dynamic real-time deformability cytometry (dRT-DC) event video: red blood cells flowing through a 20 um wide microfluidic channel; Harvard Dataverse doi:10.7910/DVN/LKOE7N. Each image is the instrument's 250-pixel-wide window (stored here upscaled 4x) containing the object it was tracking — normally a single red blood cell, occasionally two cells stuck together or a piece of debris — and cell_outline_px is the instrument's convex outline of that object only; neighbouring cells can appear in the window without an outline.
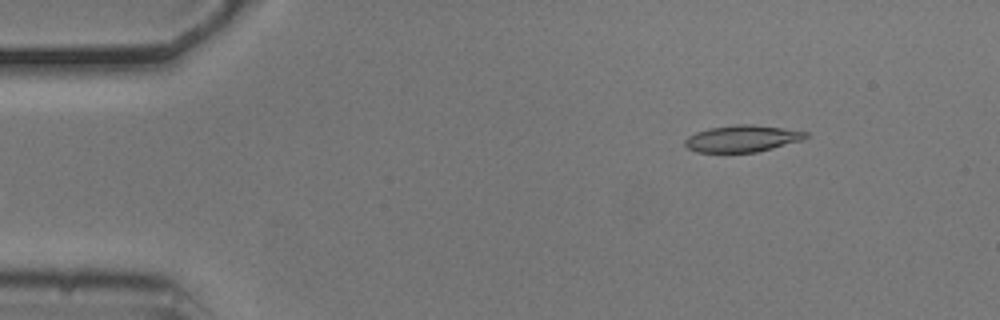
{"species": "common noctule bat (a hibernating species)", "species_latin": "Nyctalus noctula", "temperature_condition": "cold", "stored_images_in_passage": 15, "camera_frame_rate_fps": 3000, "um_per_image_px": 0.085, "animal": {"sex": "male", "body_mass_g": 20.5, "forearm_length_mm": 52.5}, "frame": {"image": 1, "passage_image": 7, "time_ms": 2.0, "image_size_px": [1000, 320], "cell_outline_px": [[808, 136], [804, 140], [756, 152], [696, 152], [688, 148], [684, 144], [684, 140], [688, 136], [696, 132], [708, 128], [736, 124], [752, 124], [808, 132]], "centroid_in_image_um": [63.07, 11.78], "position_along_channel_um": 21.9, "area_um2": 18.79}}
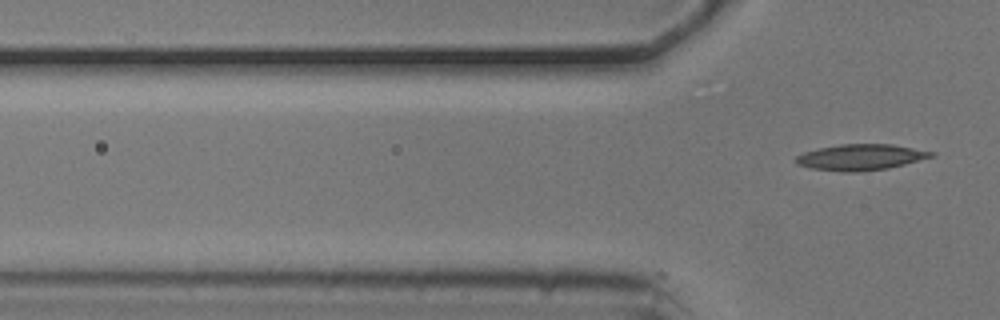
{"frame": {"image": 2, "passage_image": 15, "time_ms": 4.667, "image_size_px": [1000, 320], "cell_outline_px": [[936, 156], [888, 168], [860, 172], [844, 172], [812, 168], [796, 164], [792, 160], [796, 156], [804, 152], [820, 148], [840, 144], [892, 144], [936, 152]], "centroid_in_image_um": [73.16, 13.36], "position_along_channel_um": 52.6, "area_um2": 20.58}}